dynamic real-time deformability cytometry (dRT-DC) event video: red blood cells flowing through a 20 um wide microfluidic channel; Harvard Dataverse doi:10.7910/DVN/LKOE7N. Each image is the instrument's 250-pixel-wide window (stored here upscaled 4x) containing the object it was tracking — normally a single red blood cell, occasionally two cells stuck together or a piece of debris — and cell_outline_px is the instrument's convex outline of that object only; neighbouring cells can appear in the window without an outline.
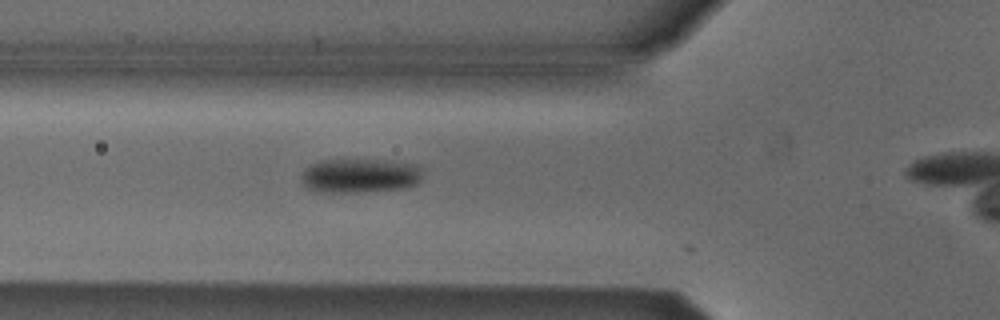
{"species": "Egyptian fruit bat (a non-hibernating species)", "species_latin": "Rousettus aegyptiacus", "temperature_condition": "cold", "stored_images_in_passage": 31, "camera_frame_rate_fps": 3000, "um_per_image_px": 0.085, "animal": {"sex": "male"}, "frame": {"image": 1, "passage_image": 7, "time_ms": 2.0, "image_size_px": [1000, 320], "cell_outline_px": [[424, 168], [420, 180], [416, 184], [400, 188], [356, 192], [320, 192], [308, 188], [300, 180], [300, 176], [304, 168], [320, 160], [352, 156], [388, 160], [416, 164]], "centroid_in_image_um": [30.57, 14.86], "position_along_channel_um": 95.2, "area_um2": 25.32}}
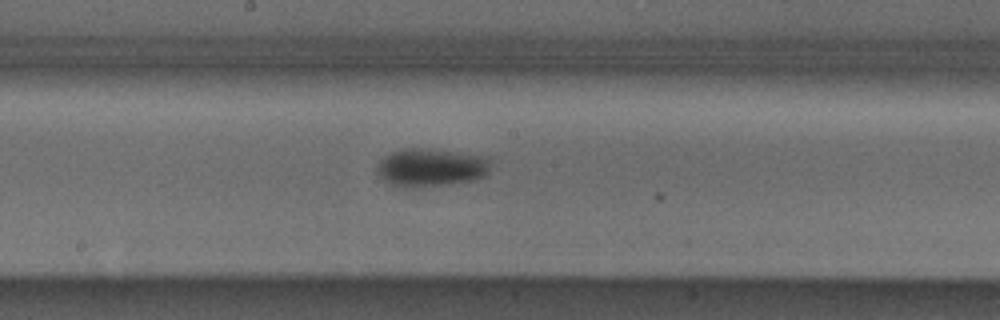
{"frame": {"image": 2, "passage_image": 16, "time_ms": 5.0, "image_size_px": [1000, 320], "cell_outline_px": [[488, 172], [484, 176], [476, 180], [420, 188], [396, 188], [388, 184], [376, 172], [376, 168], [380, 160], [392, 152], [404, 148], [428, 148], [488, 156]], "centroid_in_image_um": [36.59, 14.26], "position_along_channel_um": 211.6, "area_um2": 25.72}}
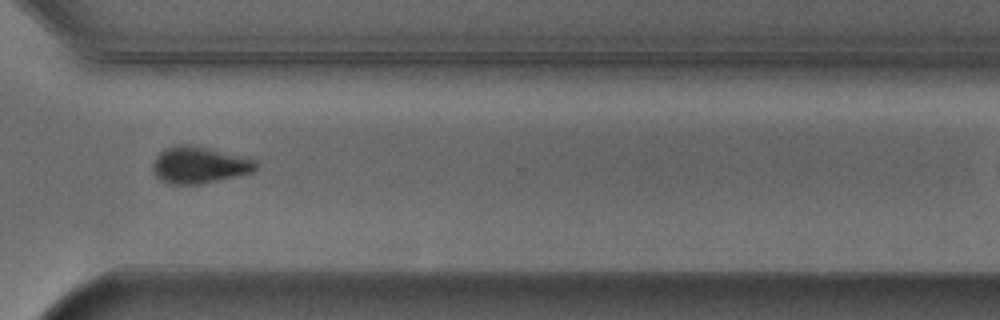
{"frame": {"image": 3, "passage_image": 27, "time_ms": 8.667, "image_size_px": [1000, 320], "cell_outline_px": [[256, 168], [252, 172], [200, 184], [172, 184], [160, 180], [152, 172], [152, 164], [156, 156], [164, 148], [180, 144], [196, 144], [248, 156], [256, 160]], "centroid_in_image_um": [16.94, 13.98], "position_along_channel_um": 353.7, "area_um2": 22.54}}